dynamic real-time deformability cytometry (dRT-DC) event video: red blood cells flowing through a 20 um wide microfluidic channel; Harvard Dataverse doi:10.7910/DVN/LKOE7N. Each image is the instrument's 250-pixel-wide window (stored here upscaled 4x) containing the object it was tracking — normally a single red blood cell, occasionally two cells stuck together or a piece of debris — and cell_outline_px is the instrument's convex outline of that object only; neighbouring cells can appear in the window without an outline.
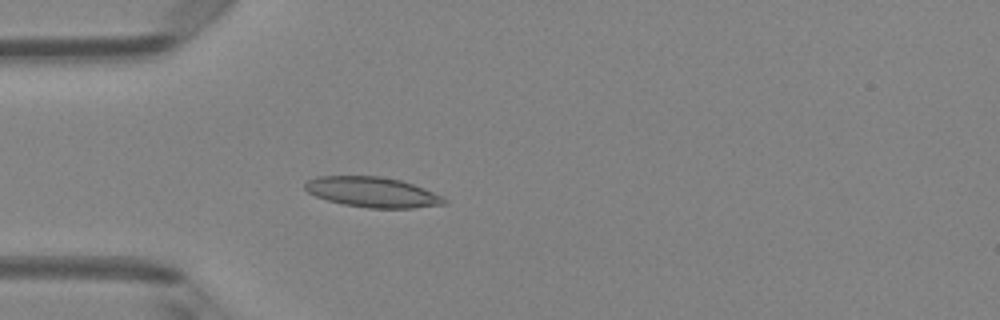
{"species": "Egyptian fruit bat (a non-hibernating species)", "species_latin": "Rousettus aegyptiacus", "temperature_condition": "room temperature", "stored_images_in_passage": 4, "camera_frame_rate_fps": 3000, "um_per_image_px": 0.085, "animal": {"sex": "female"}, "frame": {"image": 1, "passage_image": 4, "time_ms": 1.0, "image_size_px": [1000, 320], "cell_outline_px": [[448, 204], [412, 208], [368, 208], [344, 204], [328, 200], [316, 196], [308, 192], [304, 188], [304, 184], [308, 180], [316, 176], [380, 176], [400, 180], [424, 188], [444, 196], [448, 200]], "centroid_in_image_um": [31.69, 16.33], "position_along_channel_um": 53.3, "area_um2": 24.62}}